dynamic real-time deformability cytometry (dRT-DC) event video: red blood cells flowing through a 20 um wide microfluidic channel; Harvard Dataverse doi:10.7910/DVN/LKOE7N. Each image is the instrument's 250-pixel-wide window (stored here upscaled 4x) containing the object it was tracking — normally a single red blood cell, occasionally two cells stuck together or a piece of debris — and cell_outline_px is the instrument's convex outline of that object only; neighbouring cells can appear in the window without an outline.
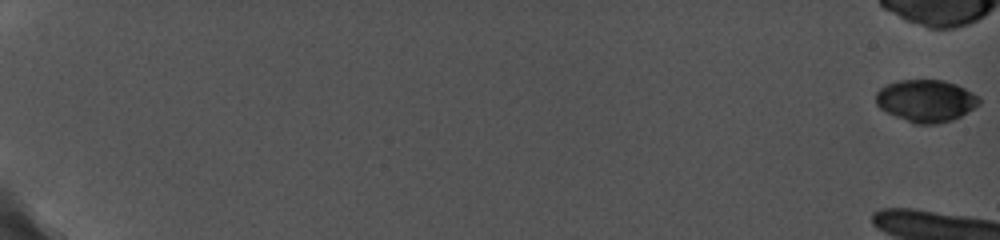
{"species": "common noctule bat (a hibernating species)", "species_latin": "Nyctalus noctula", "temperature_condition": "cold", "stored_images_in_passage": 26, "camera_frame_rate_fps": 5000, "um_per_image_px": 0.085, "animal": {"sex": "female", "body_mass_g": 19.0, "forearm_length_mm": 56.7}, "frame": {"image": 1, "passage_image": 1, "time_ms": 0.0, "image_size_px": [1000, 240], "cell_outline_px": [[980, 104], [960, 116], [952, 120], [936, 124], [912, 124], [880, 108], [876, 104], [876, 92], [880, 88], [896, 80], [944, 80], [956, 84], [980, 96]], "centroid_in_image_um": [78.71, 8.56], "position_along_channel_um": 6.3, "area_um2": 25.43}}